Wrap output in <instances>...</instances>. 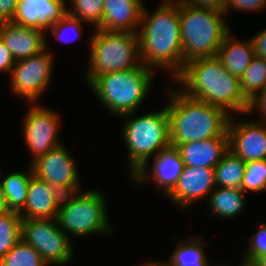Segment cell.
<instances>
[{"label": "cell", "instance_id": "42", "mask_svg": "<svg viewBox=\"0 0 266 266\" xmlns=\"http://www.w3.org/2000/svg\"><path fill=\"white\" fill-rule=\"evenodd\" d=\"M242 266H255L253 263L246 262L242 260Z\"/></svg>", "mask_w": 266, "mask_h": 266}, {"label": "cell", "instance_id": "24", "mask_svg": "<svg viewBox=\"0 0 266 266\" xmlns=\"http://www.w3.org/2000/svg\"><path fill=\"white\" fill-rule=\"evenodd\" d=\"M28 169L25 172H12L4 178L0 175L6 204L10 211L20 213L25 206L29 181L33 175L31 165H28Z\"/></svg>", "mask_w": 266, "mask_h": 266}, {"label": "cell", "instance_id": "27", "mask_svg": "<svg viewBox=\"0 0 266 266\" xmlns=\"http://www.w3.org/2000/svg\"><path fill=\"white\" fill-rule=\"evenodd\" d=\"M66 13L98 30L103 17L104 0H67Z\"/></svg>", "mask_w": 266, "mask_h": 266}, {"label": "cell", "instance_id": "15", "mask_svg": "<svg viewBox=\"0 0 266 266\" xmlns=\"http://www.w3.org/2000/svg\"><path fill=\"white\" fill-rule=\"evenodd\" d=\"M215 188L214 168L184 166L175 187L165 198L185 210L198 200L209 198Z\"/></svg>", "mask_w": 266, "mask_h": 266}, {"label": "cell", "instance_id": "43", "mask_svg": "<svg viewBox=\"0 0 266 266\" xmlns=\"http://www.w3.org/2000/svg\"><path fill=\"white\" fill-rule=\"evenodd\" d=\"M240 262L241 263H239L240 265H238V266H242V260ZM212 266H215V265H212ZM216 266H229V265H216Z\"/></svg>", "mask_w": 266, "mask_h": 266}, {"label": "cell", "instance_id": "10", "mask_svg": "<svg viewBox=\"0 0 266 266\" xmlns=\"http://www.w3.org/2000/svg\"><path fill=\"white\" fill-rule=\"evenodd\" d=\"M45 38V49L29 58L15 62L10 74L11 91L19 98L35 103L46 92L51 83L52 69L55 62L54 52L48 47L49 41Z\"/></svg>", "mask_w": 266, "mask_h": 266}, {"label": "cell", "instance_id": "17", "mask_svg": "<svg viewBox=\"0 0 266 266\" xmlns=\"http://www.w3.org/2000/svg\"><path fill=\"white\" fill-rule=\"evenodd\" d=\"M46 32L41 29L0 23V40L8 47L15 61L29 58L45 49Z\"/></svg>", "mask_w": 266, "mask_h": 266}, {"label": "cell", "instance_id": "38", "mask_svg": "<svg viewBox=\"0 0 266 266\" xmlns=\"http://www.w3.org/2000/svg\"><path fill=\"white\" fill-rule=\"evenodd\" d=\"M254 54L257 57L266 58V28H264L261 32H257L254 37L251 38Z\"/></svg>", "mask_w": 266, "mask_h": 266}, {"label": "cell", "instance_id": "32", "mask_svg": "<svg viewBox=\"0 0 266 266\" xmlns=\"http://www.w3.org/2000/svg\"><path fill=\"white\" fill-rule=\"evenodd\" d=\"M249 240V247L241 259L253 263L259 256L266 253V223L260 224L258 231Z\"/></svg>", "mask_w": 266, "mask_h": 266}, {"label": "cell", "instance_id": "12", "mask_svg": "<svg viewBox=\"0 0 266 266\" xmlns=\"http://www.w3.org/2000/svg\"><path fill=\"white\" fill-rule=\"evenodd\" d=\"M75 159L63 143L38 157L30 165L33 174L56 187L63 194L82 190Z\"/></svg>", "mask_w": 266, "mask_h": 266}, {"label": "cell", "instance_id": "34", "mask_svg": "<svg viewBox=\"0 0 266 266\" xmlns=\"http://www.w3.org/2000/svg\"><path fill=\"white\" fill-rule=\"evenodd\" d=\"M260 113L258 121L266 122V88L261 92L255 94L250 100H248V106L245 114L256 112Z\"/></svg>", "mask_w": 266, "mask_h": 266}, {"label": "cell", "instance_id": "3", "mask_svg": "<svg viewBox=\"0 0 266 266\" xmlns=\"http://www.w3.org/2000/svg\"><path fill=\"white\" fill-rule=\"evenodd\" d=\"M170 91L166 109L171 145L212 139L227 132L232 114L224 108L188 97L178 88Z\"/></svg>", "mask_w": 266, "mask_h": 266}, {"label": "cell", "instance_id": "2", "mask_svg": "<svg viewBox=\"0 0 266 266\" xmlns=\"http://www.w3.org/2000/svg\"><path fill=\"white\" fill-rule=\"evenodd\" d=\"M186 96L224 108L229 114H244L248 100L240 89V79L231 75L216 57L187 62L174 79Z\"/></svg>", "mask_w": 266, "mask_h": 266}, {"label": "cell", "instance_id": "8", "mask_svg": "<svg viewBox=\"0 0 266 266\" xmlns=\"http://www.w3.org/2000/svg\"><path fill=\"white\" fill-rule=\"evenodd\" d=\"M105 194L99 190H86L63 194L58 209L57 222L70 239L89 235L111 234ZM70 234V235H69Z\"/></svg>", "mask_w": 266, "mask_h": 266}, {"label": "cell", "instance_id": "21", "mask_svg": "<svg viewBox=\"0 0 266 266\" xmlns=\"http://www.w3.org/2000/svg\"><path fill=\"white\" fill-rule=\"evenodd\" d=\"M232 36L231 32L225 36L216 57L231 75L240 79L255 56L254 47L251 39L241 42Z\"/></svg>", "mask_w": 266, "mask_h": 266}, {"label": "cell", "instance_id": "1", "mask_svg": "<svg viewBox=\"0 0 266 266\" xmlns=\"http://www.w3.org/2000/svg\"><path fill=\"white\" fill-rule=\"evenodd\" d=\"M138 30L141 63L155 71H170L175 79L183 70L179 1L162 0L153 13L144 5Z\"/></svg>", "mask_w": 266, "mask_h": 266}, {"label": "cell", "instance_id": "29", "mask_svg": "<svg viewBox=\"0 0 266 266\" xmlns=\"http://www.w3.org/2000/svg\"><path fill=\"white\" fill-rule=\"evenodd\" d=\"M0 266H48L39 252L20 240L4 257Z\"/></svg>", "mask_w": 266, "mask_h": 266}, {"label": "cell", "instance_id": "37", "mask_svg": "<svg viewBox=\"0 0 266 266\" xmlns=\"http://www.w3.org/2000/svg\"><path fill=\"white\" fill-rule=\"evenodd\" d=\"M184 4H187L196 8H209L214 10L224 9L226 0H178Z\"/></svg>", "mask_w": 266, "mask_h": 266}, {"label": "cell", "instance_id": "13", "mask_svg": "<svg viewBox=\"0 0 266 266\" xmlns=\"http://www.w3.org/2000/svg\"><path fill=\"white\" fill-rule=\"evenodd\" d=\"M236 119L228 123L229 150L246 163L266 159V122Z\"/></svg>", "mask_w": 266, "mask_h": 266}, {"label": "cell", "instance_id": "9", "mask_svg": "<svg viewBox=\"0 0 266 266\" xmlns=\"http://www.w3.org/2000/svg\"><path fill=\"white\" fill-rule=\"evenodd\" d=\"M21 240L34 247L48 266L68 265L74 257L72 240L56 219H22Z\"/></svg>", "mask_w": 266, "mask_h": 266}, {"label": "cell", "instance_id": "30", "mask_svg": "<svg viewBox=\"0 0 266 266\" xmlns=\"http://www.w3.org/2000/svg\"><path fill=\"white\" fill-rule=\"evenodd\" d=\"M241 190L245 193L266 190V159L246 163Z\"/></svg>", "mask_w": 266, "mask_h": 266}, {"label": "cell", "instance_id": "19", "mask_svg": "<svg viewBox=\"0 0 266 266\" xmlns=\"http://www.w3.org/2000/svg\"><path fill=\"white\" fill-rule=\"evenodd\" d=\"M144 5L142 0H104L98 30L138 33Z\"/></svg>", "mask_w": 266, "mask_h": 266}, {"label": "cell", "instance_id": "36", "mask_svg": "<svg viewBox=\"0 0 266 266\" xmlns=\"http://www.w3.org/2000/svg\"><path fill=\"white\" fill-rule=\"evenodd\" d=\"M15 62L16 61L13 58L8 47L0 40V72H6V74H11Z\"/></svg>", "mask_w": 266, "mask_h": 266}, {"label": "cell", "instance_id": "7", "mask_svg": "<svg viewBox=\"0 0 266 266\" xmlns=\"http://www.w3.org/2000/svg\"><path fill=\"white\" fill-rule=\"evenodd\" d=\"M89 38V67L84 72L86 85L102 74L133 69L141 64L138 33L95 30Z\"/></svg>", "mask_w": 266, "mask_h": 266}, {"label": "cell", "instance_id": "22", "mask_svg": "<svg viewBox=\"0 0 266 266\" xmlns=\"http://www.w3.org/2000/svg\"><path fill=\"white\" fill-rule=\"evenodd\" d=\"M245 194L237 188L216 187L207 200L208 210L220 219H231L245 209Z\"/></svg>", "mask_w": 266, "mask_h": 266}, {"label": "cell", "instance_id": "23", "mask_svg": "<svg viewBox=\"0 0 266 266\" xmlns=\"http://www.w3.org/2000/svg\"><path fill=\"white\" fill-rule=\"evenodd\" d=\"M203 241L199 235L189 236L177 244L168 261L164 263L167 266H211V261L203 249L205 246Z\"/></svg>", "mask_w": 266, "mask_h": 266}, {"label": "cell", "instance_id": "33", "mask_svg": "<svg viewBox=\"0 0 266 266\" xmlns=\"http://www.w3.org/2000/svg\"><path fill=\"white\" fill-rule=\"evenodd\" d=\"M266 8V0H226L224 5V13L227 16L230 9L241 12H261Z\"/></svg>", "mask_w": 266, "mask_h": 266}, {"label": "cell", "instance_id": "25", "mask_svg": "<svg viewBox=\"0 0 266 266\" xmlns=\"http://www.w3.org/2000/svg\"><path fill=\"white\" fill-rule=\"evenodd\" d=\"M246 162L228 150L214 167L216 187L241 189Z\"/></svg>", "mask_w": 266, "mask_h": 266}, {"label": "cell", "instance_id": "40", "mask_svg": "<svg viewBox=\"0 0 266 266\" xmlns=\"http://www.w3.org/2000/svg\"><path fill=\"white\" fill-rule=\"evenodd\" d=\"M253 264L255 266H266V253L259 256L254 262Z\"/></svg>", "mask_w": 266, "mask_h": 266}, {"label": "cell", "instance_id": "20", "mask_svg": "<svg viewBox=\"0 0 266 266\" xmlns=\"http://www.w3.org/2000/svg\"><path fill=\"white\" fill-rule=\"evenodd\" d=\"M172 146L178 149L184 166L214 168L229 150L228 133L212 139Z\"/></svg>", "mask_w": 266, "mask_h": 266}, {"label": "cell", "instance_id": "16", "mask_svg": "<svg viewBox=\"0 0 266 266\" xmlns=\"http://www.w3.org/2000/svg\"><path fill=\"white\" fill-rule=\"evenodd\" d=\"M63 193L46 181L31 176L21 219H56Z\"/></svg>", "mask_w": 266, "mask_h": 266}, {"label": "cell", "instance_id": "18", "mask_svg": "<svg viewBox=\"0 0 266 266\" xmlns=\"http://www.w3.org/2000/svg\"><path fill=\"white\" fill-rule=\"evenodd\" d=\"M66 0H20L13 23L44 30L66 13Z\"/></svg>", "mask_w": 266, "mask_h": 266}, {"label": "cell", "instance_id": "39", "mask_svg": "<svg viewBox=\"0 0 266 266\" xmlns=\"http://www.w3.org/2000/svg\"><path fill=\"white\" fill-rule=\"evenodd\" d=\"M10 210L7 207L6 199L3 191V187L0 181V215L9 212Z\"/></svg>", "mask_w": 266, "mask_h": 266}, {"label": "cell", "instance_id": "4", "mask_svg": "<svg viewBox=\"0 0 266 266\" xmlns=\"http://www.w3.org/2000/svg\"><path fill=\"white\" fill-rule=\"evenodd\" d=\"M154 73L141 63L133 69L102 74L89 88L111 116L120 117L138 111L150 93Z\"/></svg>", "mask_w": 266, "mask_h": 266}, {"label": "cell", "instance_id": "14", "mask_svg": "<svg viewBox=\"0 0 266 266\" xmlns=\"http://www.w3.org/2000/svg\"><path fill=\"white\" fill-rule=\"evenodd\" d=\"M152 159V166L145 163L130 179L140 186L151 180L155 181L158 190L161 189L162 194L166 196L175 187L183 171L184 162L178 149L172 145L160 150Z\"/></svg>", "mask_w": 266, "mask_h": 266}, {"label": "cell", "instance_id": "11", "mask_svg": "<svg viewBox=\"0 0 266 266\" xmlns=\"http://www.w3.org/2000/svg\"><path fill=\"white\" fill-rule=\"evenodd\" d=\"M60 116L49 107L32 104L23 119L25 143L32 154L31 164L38 157L61 145ZM59 137V138H58Z\"/></svg>", "mask_w": 266, "mask_h": 266}, {"label": "cell", "instance_id": "5", "mask_svg": "<svg viewBox=\"0 0 266 266\" xmlns=\"http://www.w3.org/2000/svg\"><path fill=\"white\" fill-rule=\"evenodd\" d=\"M179 18L183 68L191 60L216 56L231 31L222 10L196 8L179 2Z\"/></svg>", "mask_w": 266, "mask_h": 266}, {"label": "cell", "instance_id": "35", "mask_svg": "<svg viewBox=\"0 0 266 266\" xmlns=\"http://www.w3.org/2000/svg\"><path fill=\"white\" fill-rule=\"evenodd\" d=\"M20 0H0V23L12 22Z\"/></svg>", "mask_w": 266, "mask_h": 266}, {"label": "cell", "instance_id": "28", "mask_svg": "<svg viewBox=\"0 0 266 266\" xmlns=\"http://www.w3.org/2000/svg\"><path fill=\"white\" fill-rule=\"evenodd\" d=\"M21 222L17 212L0 215V259L21 240Z\"/></svg>", "mask_w": 266, "mask_h": 266}, {"label": "cell", "instance_id": "31", "mask_svg": "<svg viewBox=\"0 0 266 266\" xmlns=\"http://www.w3.org/2000/svg\"><path fill=\"white\" fill-rule=\"evenodd\" d=\"M81 23L83 24L84 22H82L80 19H77L65 13L55 23L46 27V32L48 31V29L52 30L50 31L51 36L54 35V37H57V39H59L60 41H63L64 43H70L74 40L80 39L81 32L83 30V26ZM71 32L72 34H70Z\"/></svg>", "mask_w": 266, "mask_h": 266}, {"label": "cell", "instance_id": "26", "mask_svg": "<svg viewBox=\"0 0 266 266\" xmlns=\"http://www.w3.org/2000/svg\"><path fill=\"white\" fill-rule=\"evenodd\" d=\"M266 88V58L254 56L248 68L240 78L243 96L250 100L255 94Z\"/></svg>", "mask_w": 266, "mask_h": 266}, {"label": "cell", "instance_id": "41", "mask_svg": "<svg viewBox=\"0 0 266 266\" xmlns=\"http://www.w3.org/2000/svg\"><path fill=\"white\" fill-rule=\"evenodd\" d=\"M144 266H167L162 260L157 261H148L144 264Z\"/></svg>", "mask_w": 266, "mask_h": 266}, {"label": "cell", "instance_id": "6", "mask_svg": "<svg viewBox=\"0 0 266 266\" xmlns=\"http://www.w3.org/2000/svg\"><path fill=\"white\" fill-rule=\"evenodd\" d=\"M133 114L119 117L126 120L121 135L128 150L129 178L145 163H150L151 157L171 145L166 106L136 117Z\"/></svg>", "mask_w": 266, "mask_h": 266}]
</instances>
